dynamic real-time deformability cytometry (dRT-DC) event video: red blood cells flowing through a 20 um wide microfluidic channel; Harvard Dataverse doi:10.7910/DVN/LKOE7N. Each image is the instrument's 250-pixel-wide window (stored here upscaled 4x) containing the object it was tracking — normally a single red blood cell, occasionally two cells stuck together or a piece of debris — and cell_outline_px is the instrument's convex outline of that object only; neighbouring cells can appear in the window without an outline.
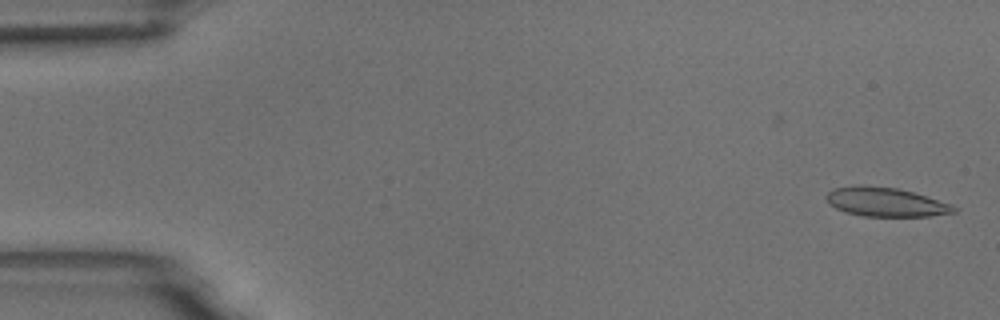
{"species": "common noctule bat (a hibernating species)", "species_latin": "Nyctalus noctula", "temperature_condition": "room temperature", "stored_images_in_passage": 54, "camera_frame_rate_fps": 3000, "um_per_image_px": 0.085, "animal": {"sex": "male", "body_mass_g": 18.8}, "frame": {"image": 1, "passage_image": 2, "time_ms": 0.333, "image_size_px": [1000, 320], "cell_outline_px": [[956, 212], [932, 216], [860, 216], [844, 212], [828, 204], [824, 196], [832, 188], [896, 188], [912, 192], [952, 204], [956, 208]], "centroid_in_image_um": [75.3, 17.22], "position_along_channel_um": 9.7, "area_um2": 20.87}}
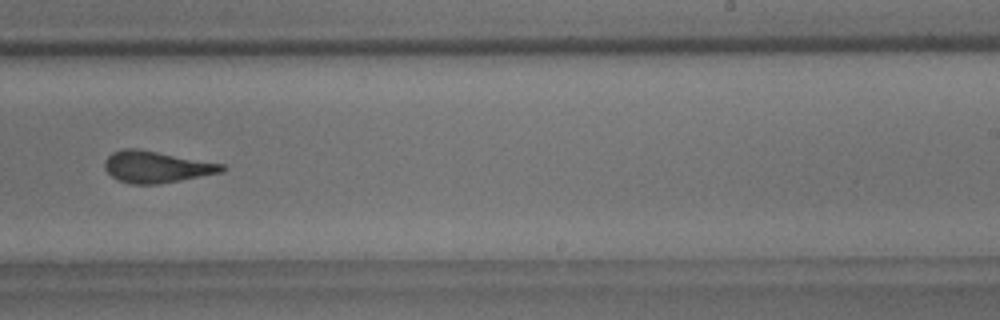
{"frame": {"image": 2, "passage_image": 34, "time_ms": 11.0, "image_size_px": [1000, 320], "cell_outline_px": [[228, 168], [224, 172], [180, 180], [156, 184], [132, 184], [120, 180], [112, 176], [104, 168], [104, 160], [112, 152], [124, 148], [136, 148], [224, 164]], "centroid_in_image_um": [13.31, 14.18], "position_along_channel_um": 275.7, "area_um2": 21.5}}
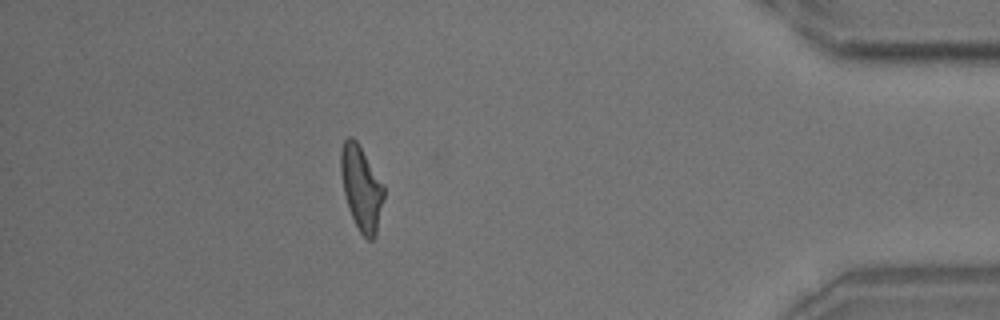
{"frame": {"image": 3, "passage_image": 48, "time_ms": 15.667, "image_size_px": [1000, 320], "cell_outline_px": [[384, 196], [376, 236], [372, 240], [368, 240], [360, 232], [352, 216], [344, 192], [340, 172], [340, 152], [344, 140], [348, 136], [352, 136], [356, 140], [384, 184]], "centroid_in_image_um": [30.72, 15.96], "position_along_channel_um": 404.5, "area_um2": 21.04}, "authors_computed_cell_mechanics": {"area_um2": 21.7328, "velocity_mm_per_s": 3.7407, "shape_relaxation_time_tau1_ms": 8.0807, "shape_relaxation_time_tau2_ms": 1.5309, "deformation_change_tau1": 0.2388, "deformation_change_tau2": 0.121}}